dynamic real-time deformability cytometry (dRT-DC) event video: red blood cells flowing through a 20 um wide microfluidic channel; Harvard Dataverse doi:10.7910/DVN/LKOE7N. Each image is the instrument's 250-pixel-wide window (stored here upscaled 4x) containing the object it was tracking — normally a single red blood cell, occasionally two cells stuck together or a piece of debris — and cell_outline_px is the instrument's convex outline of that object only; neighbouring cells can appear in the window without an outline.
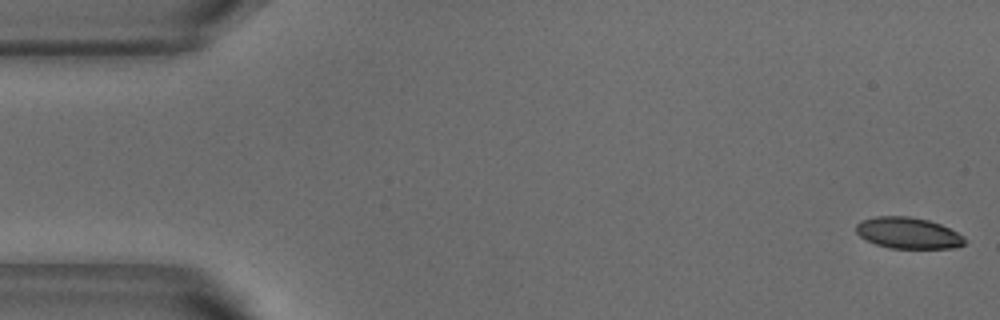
{"species": "common noctule bat (a hibernating species)", "species_latin": "Nyctalus noctula", "temperature_condition": "warm", "stored_images_in_passage": 54, "segment_of_instrument_passage": [1, 2], "camera_frame_rate_fps": 3000, "um_per_image_px": 0.085, "animal": {"sex": "male", "body_mass_g": 18.8}, "frame": {"image": 1, "passage_image": 1, "time_ms": 0.0, "image_size_px": [1000, 320], "cell_outline_px": [[964, 244], [952, 248], [888, 248], [876, 244], [860, 236], [856, 232], [856, 224], [860, 220], [876, 216], [908, 216], [928, 220], [940, 224], [964, 236]], "centroid_in_image_um": [77.15, 19.8], "position_along_channel_um": 7.8, "area_um2": 19.65}}
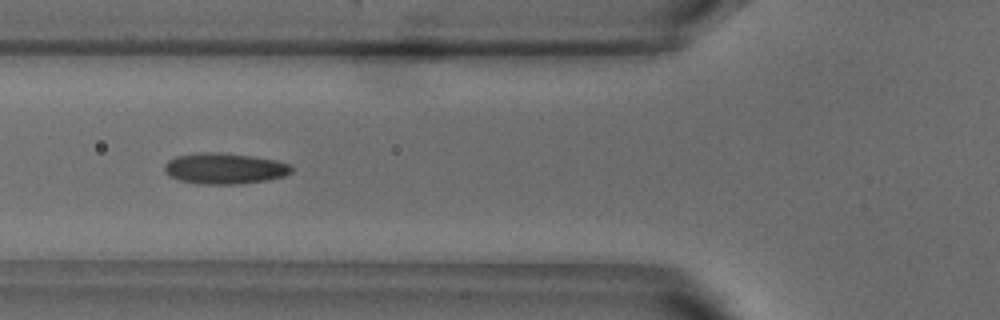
{"frame": {"image": 2, "passage_image": 19, "time_ms": 6.0, "image_size_px": [1000, 320], "cell_outline_px": [[292, 172], [284, 176], [268, 180], [240, 184], [200, 184], [180, 180], [168, 176], [164, 172], [164, 164], [168, 160], [176, 156], [200, 152], [220, 152], [252, 156], [276, 160], [292, 164]], "centroid_in_image_um": [19.09, 14.32], "position_along_channel_um": 106.7, "area_um2": 23.18}}
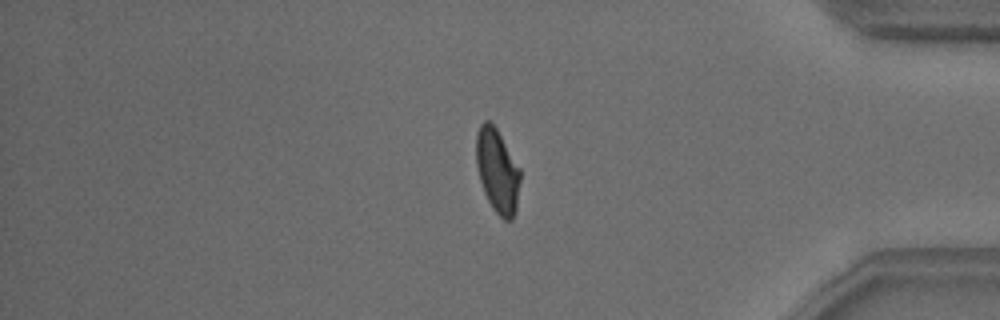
{"frame": {"image": 3, "passage_image": 44, "time_ms": 14.333, "image_size_px": [1000, 320], "cell_outline_px": [[520, 180], [516, 212], [512, 220], [504, 220], [492, 208], [484, 192], [480, 180], [476, 164], [476, 136], [480, 124], [484, 120], [488, 120], [496, 128], [520, 168]], "centroid_in_image_um": [42.28, 14.54], "position_along_channel_um": 392.9, "area_um2": 21.5}}